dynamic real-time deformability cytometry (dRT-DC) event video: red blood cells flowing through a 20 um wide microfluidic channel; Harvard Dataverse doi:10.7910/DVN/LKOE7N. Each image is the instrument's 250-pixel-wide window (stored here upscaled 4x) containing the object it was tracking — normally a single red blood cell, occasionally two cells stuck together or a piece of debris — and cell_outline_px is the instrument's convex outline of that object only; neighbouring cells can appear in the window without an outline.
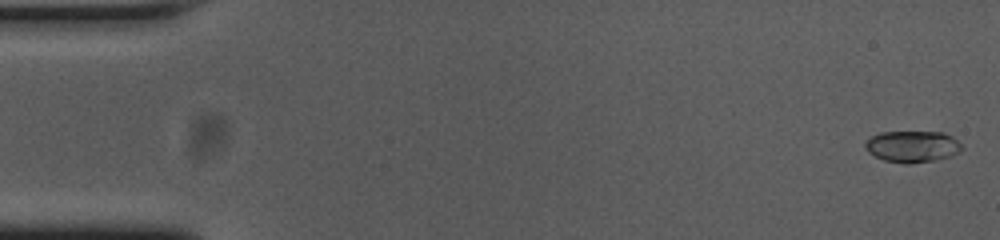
{"species": "common noctule bat (a hibernating species)", "species_latin": "Nyctalus noctula", "temperature_condition": "cold", "stored_images_in_passage": 51, "camera_frame_rate_fps": 3000, "um_per_image_px": 0.085, "animal": {"sex": "female", "body_mass_g": 23.0, "forearm_length_mm": 53.4}, "frame": {"image": 1, "passage_image": 1, "time_ms": 0.0, "image_size_px": [1000, 240], "cell_outline_px": [[964, 148], [960, 152], [952, 156], [936, 160], [912, 164], [904, 164], [884, 160], [868, 152], [864, 148], [864, 144], [872, 136], [880, 132], [944, 132], [952, 136]], "centroid_in_image_um": [77.57, 12.46], "position_along_channel_um": 7.4, "area_um2": 17.92}}
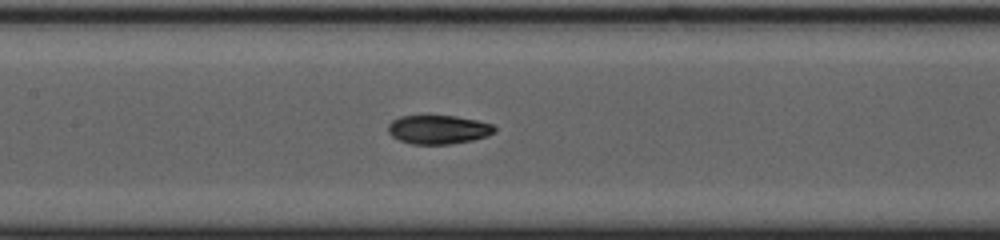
{"frame": {"image": 2, "passage_image": 25, "time_ms": 8.0, "image_size_px": [1000, 240], "cell_outline_px": [[496, 132], [488, 136], [472, 140], [448, 144], [412, 144], [400, 140], [392, 136], [388, 132], [388, 124], [392, 120], [400, 116], [456, 116], [476, 120], [492, 124], [496, 128]], "centroid_in_image_um": [37.27, 11.01], "position_along_channel_um": 170.1, "area_um2": 17.86}}
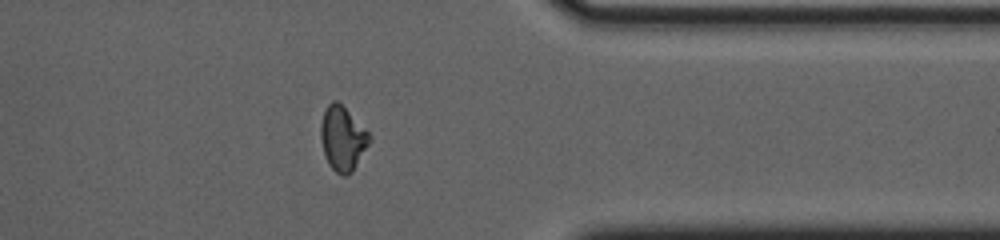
{"frame": {"image": 3, "passage_image": 43, "time_ms": 14.0, "image_size_px": [1000, 240], "cell_outline_px": [[372, 140], [352, 172], [348, 176], [340, 176], [328, 164], [324, 152], [320, 136], [320, 124], [324, 112], [328, 104], [332, 100], [336, 100], [372, 136]], "centroid_in_image_um": [29.12, 11.81], "position_along_channel_um": 382.3, "area_um2": 18.15}, "authors_computed_cell_mechanics": {"area_um2": 17.9758, "velocity_mm_per_s": 3.7554, "shape_relaxation_time_tau1_ms": 9.4986, "shape_relaxation_time_tau2_ms": 2.2027, "deformation_change_tau1": 0.2497, "deformation_change_tau2": 0.059}}